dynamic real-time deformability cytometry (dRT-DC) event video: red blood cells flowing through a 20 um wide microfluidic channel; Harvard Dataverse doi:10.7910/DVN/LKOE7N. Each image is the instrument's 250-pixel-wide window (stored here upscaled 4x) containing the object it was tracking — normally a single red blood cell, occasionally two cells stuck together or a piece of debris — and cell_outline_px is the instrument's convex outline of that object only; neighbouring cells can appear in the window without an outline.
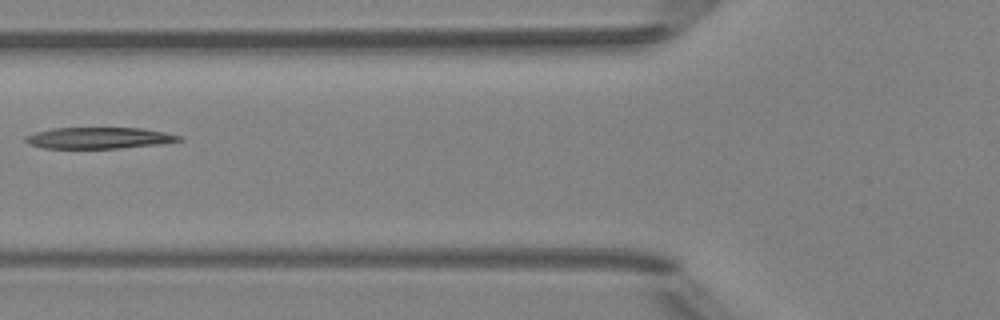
{"species": "Egyptian fruit bat (a non-hibernating species)", "species_latin": "Rousettus aegyptiacus", "temperature_condition": "room temperature", "stored_images_in_passage": 7, "camera_frame_rate_fps": 3000, "um_per_image_px": 0.085, "animal": {"sex": "female"}, "frame": {"image": 1, "passage_image": 6, "time_ms": 6.0, "image_size_px": [1000, 320], "cell_outline_px": [[184, 140], [160, 144], [120, 148], [44, 148], [28, 144], [24, 140], [24, 136], [36, 132], [52, 128], [144, 128], [184, 136]], "centroid_in_image_um": [8.44, 11.72], "position_along_channel_um": 117.4, "area_um2": 19.19}}
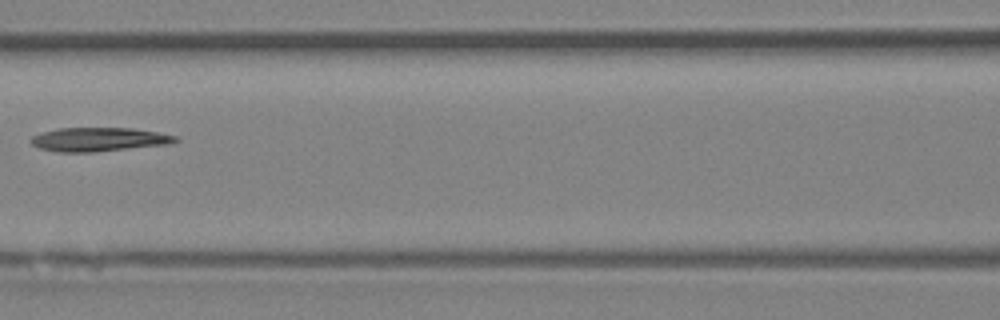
{"frame": {"image": 2, "passage_image": 7, "time_ms": 7.0, "image_size_px": [1000, 320], "cell_outline_px": [[180, 140], [168, 144], [92, 152], [56, 152], [40, 148], [32, 144], [28, 140], [32, 136], [40, 132], [56, 128], [132, 128], [156, 132], [176, 136]], "centroid_in_image_um": [8.33, 11.84], "position_along_channel_um": 158.3, "area_um2": 20.06}}